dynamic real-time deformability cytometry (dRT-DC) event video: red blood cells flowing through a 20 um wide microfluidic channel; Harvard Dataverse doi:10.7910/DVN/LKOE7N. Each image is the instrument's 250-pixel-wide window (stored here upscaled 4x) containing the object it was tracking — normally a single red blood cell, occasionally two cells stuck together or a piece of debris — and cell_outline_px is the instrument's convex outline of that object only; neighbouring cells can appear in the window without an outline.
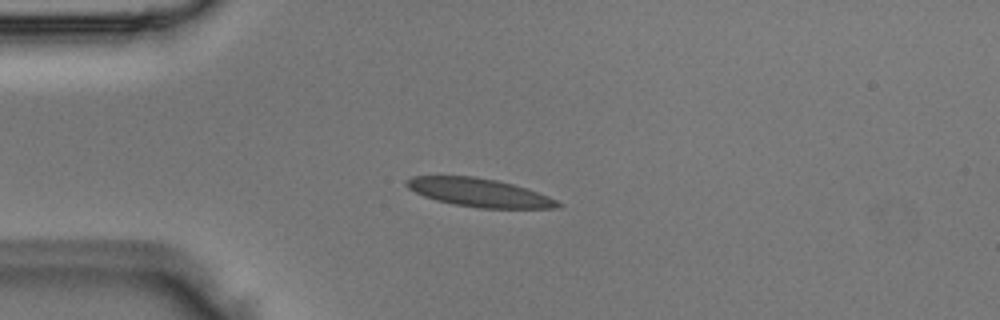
{"species": "Egyptian fruit bat (a non-hibernating species)", "species_latin": "Rousettus aegyptiacus", "temperature_condition": "room temperature", "stored_images_in_passage": 3, "camera_frame_rate_fps": 3000, "um_per_image_px": 0.085, "animal": {"sex": "male"}, "frame": {"image": 1, "passage_image": 2, "time_ms": 0.333, "image_size_px": [1000, 320], "cell_outline_px": [[564, 204], [556, 208], [480, 208], [452, 204], [436, 200], [424, 196], [408, 188], [404, 184], [404, 180], [412, 176], [476, 176], [496, 180], [512, 184], [548, 196]], "centroid_in_image_um": [40.69, 16.36], "position_along_channel_um": 44.3, "area_um2": 24.91}}